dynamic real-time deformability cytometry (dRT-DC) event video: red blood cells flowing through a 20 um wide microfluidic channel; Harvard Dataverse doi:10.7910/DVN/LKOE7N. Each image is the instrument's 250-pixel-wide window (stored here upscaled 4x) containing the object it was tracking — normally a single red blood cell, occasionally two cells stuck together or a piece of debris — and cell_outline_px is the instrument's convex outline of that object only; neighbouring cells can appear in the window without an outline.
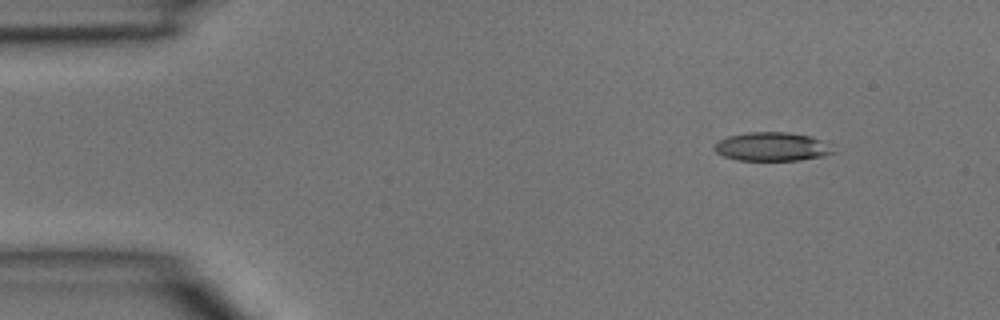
{"species": "common noctule bat (a hibernating species)", "species_latin": "Nyctalus noctula", "temperature_condition": "room temperature", "stored_images_in_passage": 4, "segment_of_instrument_passage": [2, 2], "camera_frame_rate_fps": 3000, "um_per_image_px": 0.085, "animal": {"sex": "male", "body_mass_g": 15.6}, "frame": {"image": 1, "passage_image": 4, "time_ms": 4.333, "image_size_px": [1000, 320], "cell_outline_px": [[836, 152], [824, 156], [800, 160], [736, 160], [724, 156], [716, 152], [712, 148], [720, 140], [728, 136], [748, 132], [788, 132], [812, 136], [820, 140]], "centroid_in_image_um": [65.6, 12.47], "position_along_channel_um": 19.4, "area_um2": 19.77}}